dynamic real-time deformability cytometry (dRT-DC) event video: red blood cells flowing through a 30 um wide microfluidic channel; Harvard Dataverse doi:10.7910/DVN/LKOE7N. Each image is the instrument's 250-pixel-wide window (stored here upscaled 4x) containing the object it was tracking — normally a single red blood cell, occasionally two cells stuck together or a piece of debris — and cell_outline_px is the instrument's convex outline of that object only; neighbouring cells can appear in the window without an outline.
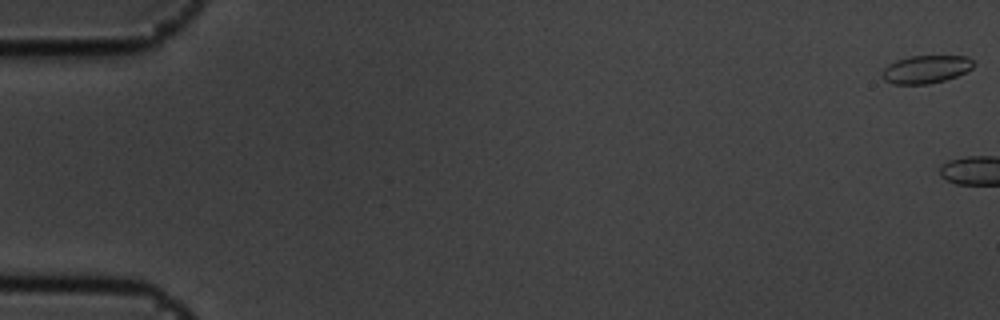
{"species": "common noctule bat (a hibernating species)", "species_latin": "Nyctalus noctula", "temperature_condition": "cold", "stored_images_in_passage": 7, "camera_frame_rate_fps": 3000, "um_per_image_px": 0.085, "animal": {"sex": "male", "body_mass_g": 19.5, "forearm_length_mm": 54.6}, "frame": {"image": 1, "passage_image": 1, "time_ms": 0.0, "image_size_px": [1000, 320], "cell_outline_px": [[976, 64], [972, 68], [956, 76], [944, 80], [928, 84], [892, 84], [884, 80], [880, 76], [884, 68], [888, 64], [896, 60], [912, 56], [968, 56]], "centroid_in_image_um": [78.68, 5.89], "position_along_channel_um": 6.3, "area_um2": 14.91}}
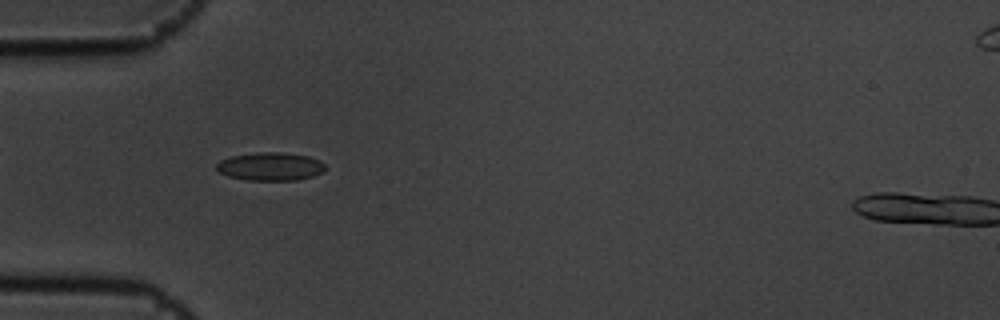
{"frame": {"image": 2, "passage_image": 6, "time_ms": 1.667, "image_size_px": [1000, 320], "cell_outline_px": [[324, 172], [312, 176], [296, 180], [244, 180], [228, 176], [220, 172], [216, 168], [216, 164], [220, 160], [232, 156], [256, 152], [280, 152], [308, 156], [320, 160], [324, 164]], "centroid_in_image_um": [22.97, 14.15], "position_along_channel_um": 62.0, "area_um2": 17.86}}
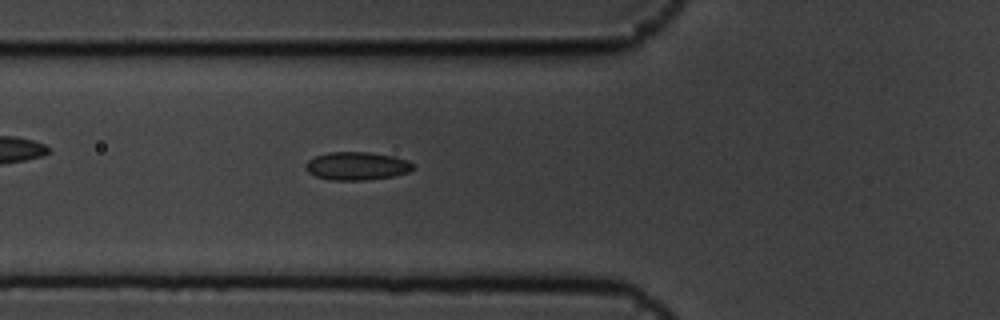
{"frame": {"image": 3, "passage_image": 7, "time_ms": 2.0, "image_size_px": [1000, 320], "cell_outline_px": [[416, 168], [408, 172], [392, 176], [364, 180], [328, 180], [316, 176], [308, 172], [304, 168], [304, 164], [308, 160], [316, 156], [328, 152], [368, 152], [396, 156], [408, 160], [416, 164]], "centroid_in_image_um": [30.35, 14.1], "position_along_channel_um": 95.4, "area_um2": 17.86}}